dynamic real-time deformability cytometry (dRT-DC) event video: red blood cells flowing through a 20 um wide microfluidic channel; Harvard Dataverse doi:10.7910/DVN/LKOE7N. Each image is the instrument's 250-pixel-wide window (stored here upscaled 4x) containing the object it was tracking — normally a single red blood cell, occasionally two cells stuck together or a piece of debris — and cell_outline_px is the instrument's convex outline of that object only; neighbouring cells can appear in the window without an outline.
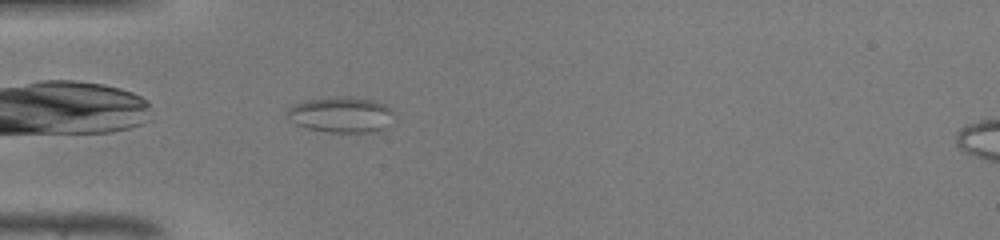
{"species": "common noctule bat (a hibernating species)", "species_latin": "Nyctalus noctula", "temperature_condition": "warm", "stored_images_in_passage": 34, "camera_frame_rate_fps": 3000, "um_per_image_px": 0.085, "animal": {"sex": "male", "body_mass_g": 19.0, "forearm_length_mm": 50.8}, "frame": {"image": 1, "passage_image": 1, "time_ms": 0.0, "image_size_px": [1000, 240], "cell_outline_px": [[396, 112], [384, 128], [376, 132], [328, 132], [308, 128], [296, 124], [288, 120], [288, 108], [292, 104], [304, 100], [344, 96], [352, 96], [376, 100], [392, 108]], "centroid_in_image_um": [29.01, 9.73], "position_along_channel_um": 56.0, "area_um2": 22.48}}
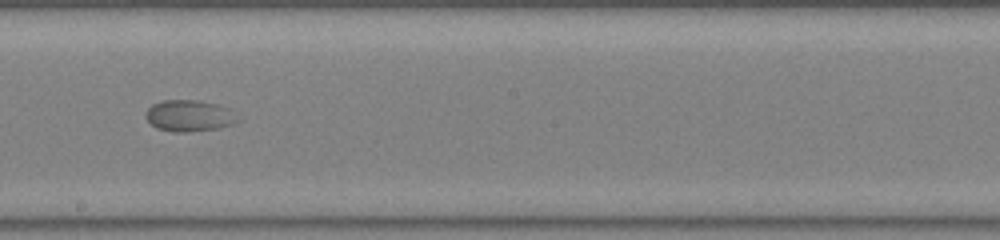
{"frame": {"image": 2, "passage_image": 14, "time_ms": 4.333, "image_size_px": [1000, 240], "cell_outline_px": [[240, 120], [232, 124], [220, 128], [188, 132], [172, 132], [156, 128], [144, 116], [148, 108], [152, 104], [160, 100], [196, 100], [216, 104], [228, 108]], "centroid_in_image_um": [16.06, 9.84], "position_along_channel_um": 232.1, "area_um2": 16.88}}
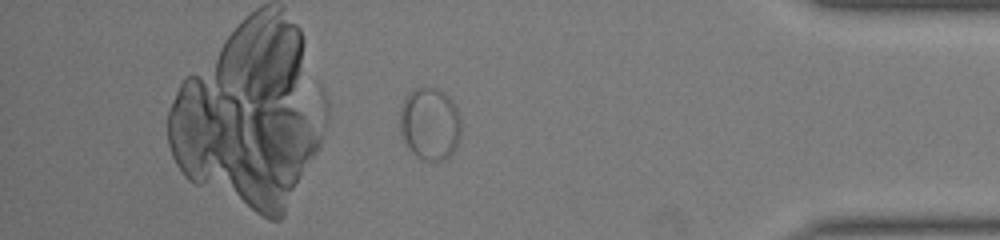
{"frame": {"image": 3, "passage_image": 28, "time_ms": 9.0, "image_size_px": [1000, 240], "cell_outline_px": [[460, 140], [452, 152], [444, 160], [424, 160], [416, 156], [408, 148], [400, 132], [400, 112], [404, 100], [408, 92], [412, 88], [436, 88], [444, 92], [456, 104], [460, 116]], "centroid_in_image_um": [36.55, 10.51], "position_along_channel_um": 398.7, "area_um2": 26.01}}